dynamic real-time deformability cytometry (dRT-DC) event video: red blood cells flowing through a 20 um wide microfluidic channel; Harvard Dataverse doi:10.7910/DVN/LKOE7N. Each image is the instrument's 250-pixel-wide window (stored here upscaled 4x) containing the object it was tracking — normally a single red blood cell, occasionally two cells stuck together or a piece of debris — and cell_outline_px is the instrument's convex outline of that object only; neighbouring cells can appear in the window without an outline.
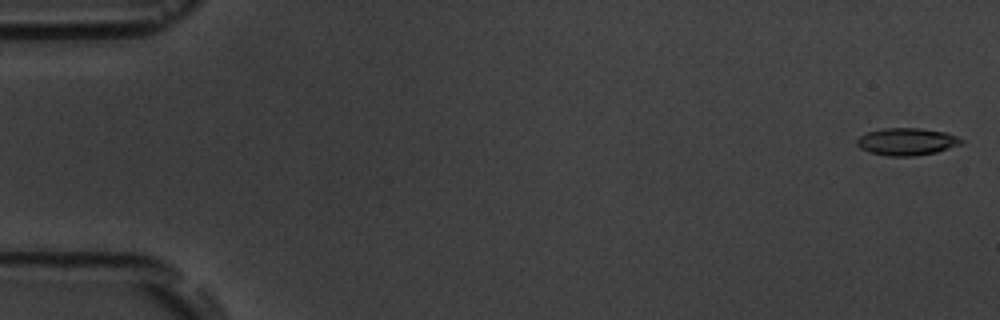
{"species": "common noctule bat (a hibernating species)", "species_latin": "Nyctalus noctula", "temperature_condition": "room temperature", "stored_images_in_passage": 15, "camera_frame_rate_fps": 3000, "um_per_image_px": 0.085, "animal": {"sex": "male", "body_mass_g": 19.5, "forearm_length_mm": 54.6}, "frame": {"image": 1, "passage_image": 1, "time_ms": 0.0, "image_size_px": [1000, 320], "cell_outline_px": [[964, 144], [936, 152], [916, 156], [888, 156], [868, 152], [860, 148], [856, 144], [856, 140], [860, 136], [868, 132], [884, 128], [920, 128], [948, 132], [964, 140]], "centroid_in_image_um": [77.11, 12.04], "position_along_channel_um": 7.9, "area_um2": 16.82}}
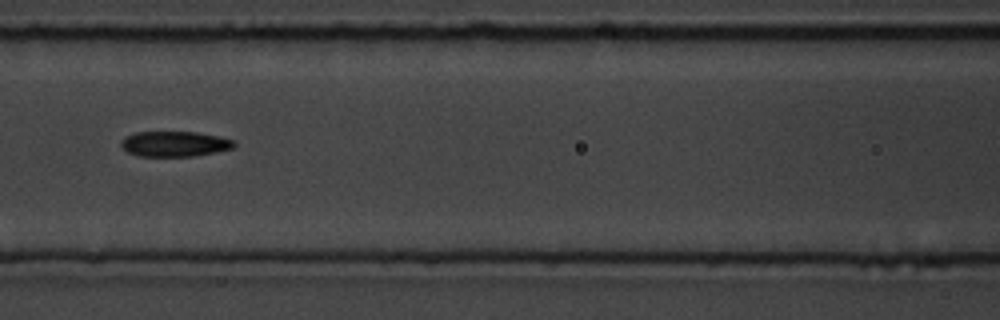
{"frame": {"image": 2, "passage_image": 7, "time_ms": 8.0, "image_size_px": [1000, 320], "cell_outline_px": [[236, 144], [232, 148], [192, 156], [140, 156], [128, 152], [120, 144], [120, 140], [124, 136], [136, 132], [196, 132], [220, 136], [236, 140]], "centroid_in_image_um": [14.83, 12.21], "position_along_channel_um": 151.8, "area_um2": 16.65}}
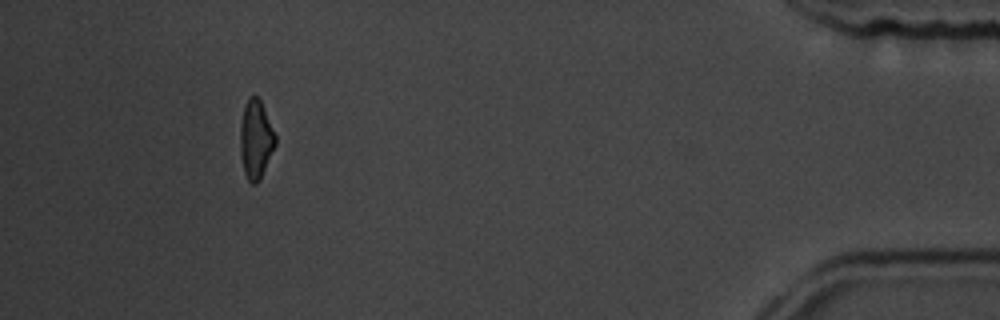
{"frame": {"image": 3, "passage_image": 14, "time_ms": 17.0, "image_size_px": [1000, 320], "cell_outline_px": [[276, 144], [260, 180], [256, 184], [252, 184], [248, 180], [244, 172], [240, 152], [240, 124], [244, 104], [248, 96], [256, 96], [260, 100], [276, 136]], "centroid_in_image_um": [21.73, 11.85], "position_along_channel_um": 413.5, "area_um2": 16.13}, "authors_computed_cell_mechanics": {"area_um2": 16.6464, "velocity_mm_per_s": 3.6244, "shape_relaxation_time_tau1_ms": 2.6047, "shape_relaxation_time_tau2_ms": 4.2642, "deformation_change_tau1": 0.0911, "deformation_change_tau2": 0.1154}}